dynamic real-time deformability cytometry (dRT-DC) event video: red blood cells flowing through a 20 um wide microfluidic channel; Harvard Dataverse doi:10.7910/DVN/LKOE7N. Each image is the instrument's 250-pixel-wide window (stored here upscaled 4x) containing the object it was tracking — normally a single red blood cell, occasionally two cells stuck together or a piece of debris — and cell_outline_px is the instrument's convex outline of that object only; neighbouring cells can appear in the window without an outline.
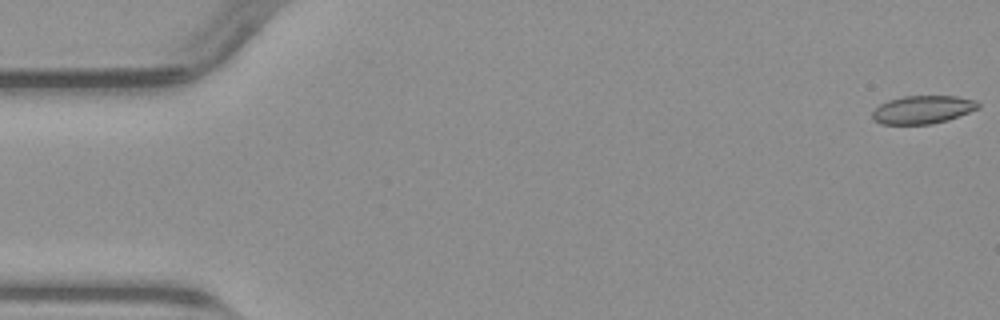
{"species": "common noctule bat (a hibernating species)", "species_latin": "Nyctalus noctula", "temperature_condition": "warm", "stored_images_in_passage": 51, "camera_frame_rate_fps": 3000, "um_per_image_px": 0.085, "animal": {"sex": "male", "body_mass_g": 23.1, "forearm_length_mm": 52.7}, "frame": {"image": 1, "passage_image": 1, "time_ms": 0.0, "image_size_px": [1000, 320], "cell_outline_px": [[980, 108], [948, 120], [932, 124], [880, 124], [872, 120], [872, 112], [880, 104], [888, 100], [904, 96], [956, 96], [976, 100], [980, 104]], "centroid_in_image_um": [78.43, 9.32], "position_along_channel_um": 6.6, "area_um2": 17.46}}
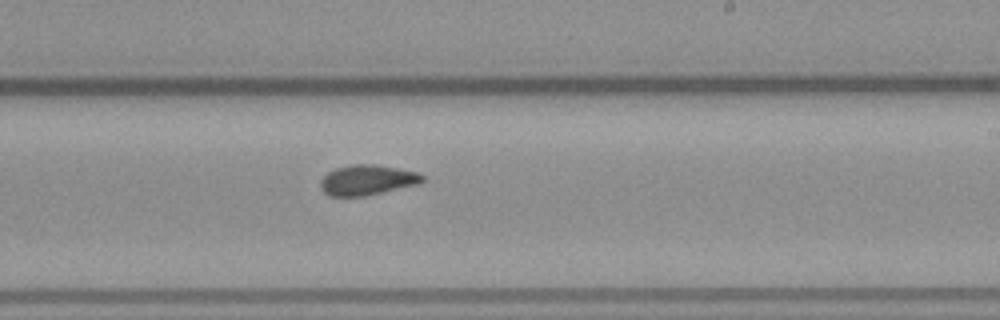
{"frame": {"image": 2, "passage_image": 30, "time_ms": 9.667, "image_size_px": [1000, 320], "cell_outline_px": [[424, 180], [416, 184], [364, 196], [328, 196], [320, 188], [320, 180], [328, 172], [336, 168], [352, 164], [376, 164], [416, 172], [424, 176]], "centroid_in_image_um": [31.16, 15.3], "position_along_channel_um": 257.8, "area_um2": 17.74}}
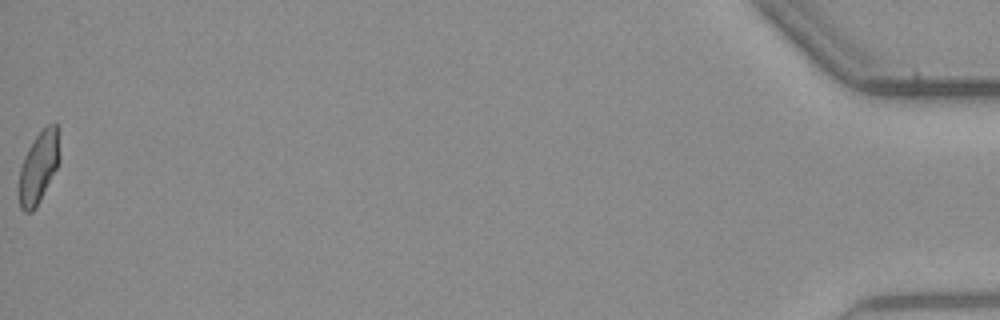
{"frame": {"image": 3, "passage_image": 51, "time_ms": 16.667, "image_size_px": [1000, 320], "cell_outline_px": [[60, 160], [36, 208], [32, 212], [24, 212], [20, 208], [16, 192], [20, 168], [24, 156], [28, 148], [36, 136], [48, 124], [56, 120], [60, 156]], "centroid_in_image_um": [3.24, 14.25], "position_along_channel_um": 432.0, "area_um2": 17.28}}